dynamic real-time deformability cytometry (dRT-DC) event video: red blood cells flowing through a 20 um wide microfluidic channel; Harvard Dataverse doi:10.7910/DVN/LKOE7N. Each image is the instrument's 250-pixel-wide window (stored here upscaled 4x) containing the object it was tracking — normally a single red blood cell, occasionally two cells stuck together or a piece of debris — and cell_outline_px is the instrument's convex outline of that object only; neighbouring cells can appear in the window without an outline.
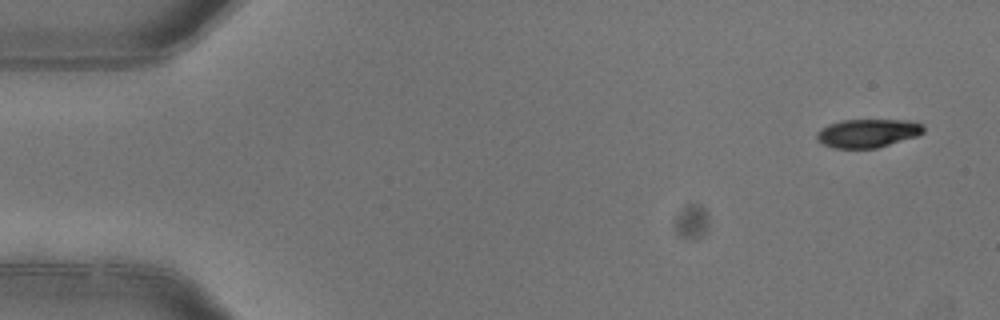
{"species": "common noctule bat (a hibernating species)", "species_latin": "Nyctalus noctula", "temperature_condition": "warm", "stored_images_in_passage": 3, "segment_of_instrument_passage": [2, 2], "camera_frame_rate_fps": 3000, "um_per_image_px": 0.085, "animal": {"sex": "female"}, "frame": {"image": 1, "passage_image": 3, "time_ms": 0.667, "image_size_px": [1000, 320], "cell_outline_px": [[924, 132], [916, 136], [876, 148], [832, 148], [816, 140], [816, 132], [820, 128], [828, 124], [844, 120], [908, 120], [924, 124]], "centroid_in_image_um": [73.73, 11.31], "position_along_channel_um": 11.3, "area_um2": 17.74}}